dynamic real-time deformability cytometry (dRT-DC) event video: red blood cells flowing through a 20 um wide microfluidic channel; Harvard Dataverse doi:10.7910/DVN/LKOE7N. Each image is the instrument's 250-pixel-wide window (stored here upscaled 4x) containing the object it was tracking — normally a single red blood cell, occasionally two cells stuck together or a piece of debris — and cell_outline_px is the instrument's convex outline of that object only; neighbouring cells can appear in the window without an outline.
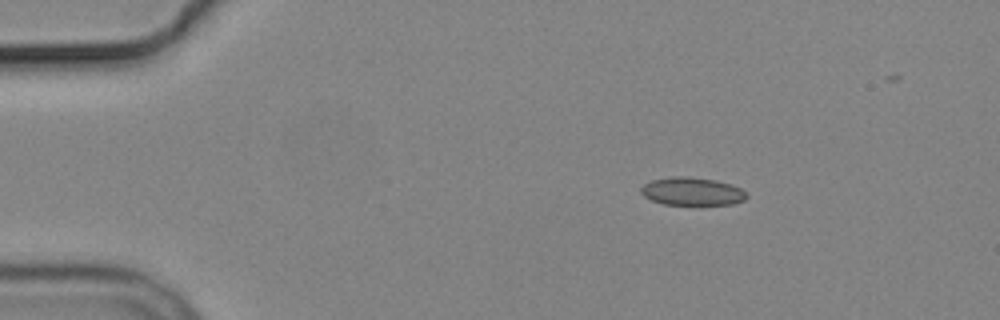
{"species": "common noctule bat (a hibernating species)", "species_latin": "Nyctalus noctula", "temperature_condition": "cold", "stored_images_in_passage": 4, "camera_frame_rate_fps": 3000, "um_per_image_px": 0.085, "animal": {"sex": "male", "body_mass_g": 19.2, "forearm_length_mm": 51.8}, "frame": {"image": 1, "passage_image": 1, "time_ms": 0.0, "image_size_px": [1000, 320], "cell_outline_px": [[748, 196], [744, 200], [732, 204], [664, 204], [652, 200], [644, 196], [640, 192], [640, 188], [644, 184], [652, 180], [672, 176], [688, 176], [716, 180], [732, 184], [740, 188]], "centroid_in_image_um": [58.81, 16.25], "position_along_channel_um": 26.2, "area_um2": 17.17}}
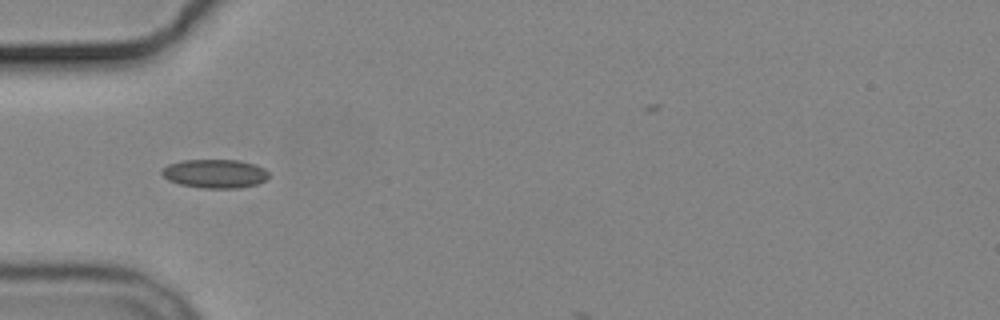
{"frame": {"image": 2, "passage_image": 3, "time_ms": 3.0, "image_size_px": [1000, 320], "cell_outline_px": [[268, 180], [256, 184], [240, 188], [204, 188], [180, 184], [168, 180], [160, 172], [168, 164], [180, 160], [240, 160], [256, 164], [264, 168], [268, 172]], "centroid_in_image_um": [18.3, 14.75], "position_along_channel_um": 66.7, "area_um2": 18.03}}